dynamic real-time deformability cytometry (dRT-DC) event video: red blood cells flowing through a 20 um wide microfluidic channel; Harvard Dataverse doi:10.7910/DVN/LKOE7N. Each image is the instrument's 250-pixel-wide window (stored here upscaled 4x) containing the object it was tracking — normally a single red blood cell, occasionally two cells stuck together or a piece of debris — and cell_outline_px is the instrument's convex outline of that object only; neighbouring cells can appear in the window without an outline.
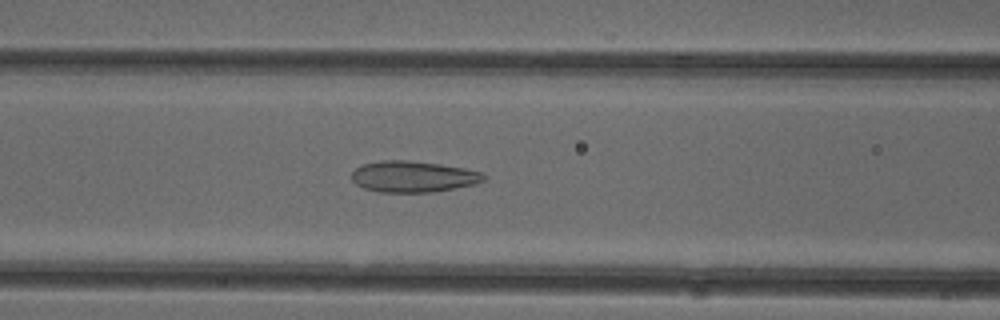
{"species": "common noctule bat (a hibernating species)", "species_latin": "Nyctalus noctula", "temperature_condition": "cold", "stored_images_in_passage": 48, "camera_frame_rate_fps": 3000, "um_per_image_px": 0.085, "animal": {"sex": "female"}, "frame": {"image": 1, "passage_image": 21, "time_ms": 6.667, "image_size_px": [1000, 320], "cell_outline_px": [[488, 176], [484, 180], [472, 184], [456, 188], [432, 192], [380, 192], [364, 188], [356, 184], [352, 180], [352, 172], [356, 168], [364, 164], [384, 160], [408, 160], [440, 164], [464, 168], [484, 172]], "centroid_in_image_um": [35.14, 15.01], "position_along_channel_um": 131.5, "area_um2": 23.99}}
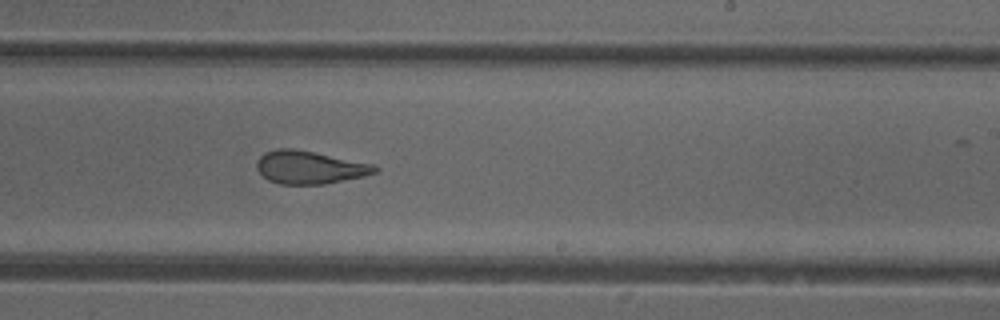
{"frame": {"image": 2, "passage_image": 31, "time_ms": 10.0, "image_size_px": [1000, 320], "cell_outline_px": [[380, 168], [376, 172], [364, 176], [324, 184], [280, 184], [268, 180], [256, 168], [256, 160], [264, 152], [276, 148], [296, 148], [372, 164]], "centroid_in_image_um": [26.28, 14.21], "position_along_channel_um": 262.7, "area_um2": 22.72}}
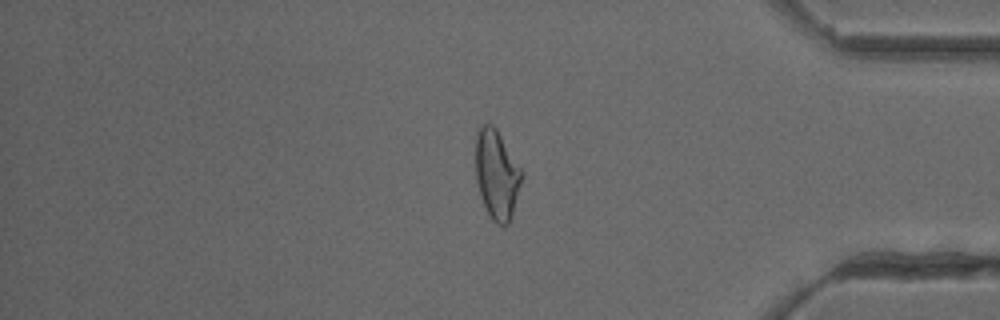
{"frame": {"image": 3, "passage_image": 43, "time_ms": 14.0, "image_size_px": [1000, 320], "cell_outline_px": [[524, 172], [512, 216], [508, 224], [504, 228], [496, 224], [492, 220], [480, 196], [476, 180], [476, 136], [480, 128], [484, 124], [492, 124], [496, 128]], "centroid_in_image_um": [42.24, 14.87], "position_along_channel_um": 393.0, "area_um2": 24.04}}